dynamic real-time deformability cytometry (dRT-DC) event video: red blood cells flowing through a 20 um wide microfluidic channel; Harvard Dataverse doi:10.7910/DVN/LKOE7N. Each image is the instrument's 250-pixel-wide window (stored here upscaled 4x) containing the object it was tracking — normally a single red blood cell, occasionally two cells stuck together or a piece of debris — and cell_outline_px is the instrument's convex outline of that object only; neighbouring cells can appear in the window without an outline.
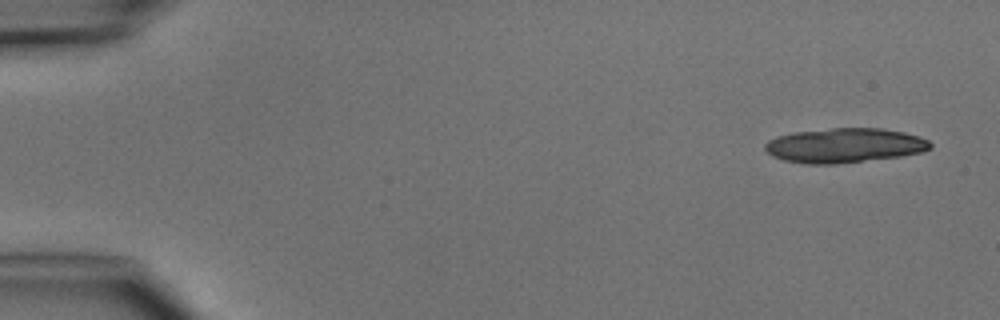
{"species": "common noctule bat (a hibernating species)", "species_latin": "Nyctalus noctula", "temperature_condition": "cold", "stored_images_in_passage": 5, "camera_frame_rate_fps": 3000, "um_per_image_px": 0.085, "animal": {"sex": "male", "body_mass_g": 15.6}, "frame": {"image": 1, "passage_image": 1, "time_ms": 0.0, "image_size_px": [1000, 320], "cell_outline_px": [[932, 148], [924, 152], [900, 156], [836, 164], [808, 164], [784, 160], [772, 156], [764, 148], [764, 144], [768, 140], [776, 136], [792, 132], [832, 128], [880, 128], [904, 132], [920, 136], [928, 140], [932, 144]], "centroid_in_image_um": [71.79, 12.36], "position_along_channel_um": 13.2, "area_um2": 33.47}}
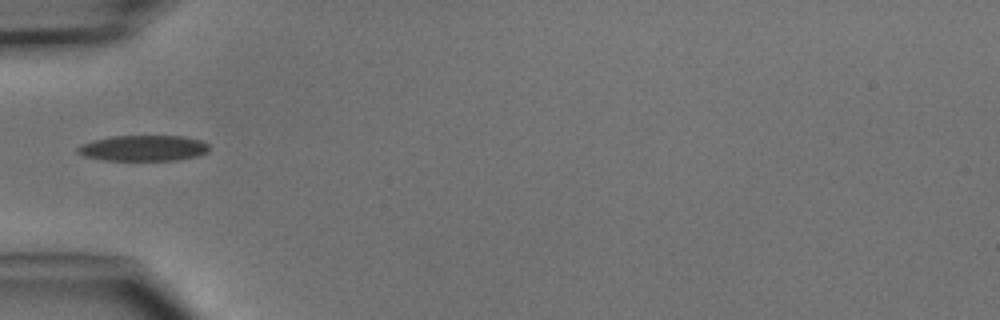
{"frame": {"image": 2, "passage_image": 5, "time_ms": 4.667, "image_size_px": [1000, 320], "cell_outline_px": [[208, 152], [196, 156], [176, 160], [104, 160], [84, 156], [76, 152], [76, 148], [80, 144], [92, 140], [112, 136], [184, 136], [200, 140], [208, 144]], "centroid_in_image_um": [12.15, 12.59], "position_along_channel_um": 72.9, "area_um2": 19.77}}